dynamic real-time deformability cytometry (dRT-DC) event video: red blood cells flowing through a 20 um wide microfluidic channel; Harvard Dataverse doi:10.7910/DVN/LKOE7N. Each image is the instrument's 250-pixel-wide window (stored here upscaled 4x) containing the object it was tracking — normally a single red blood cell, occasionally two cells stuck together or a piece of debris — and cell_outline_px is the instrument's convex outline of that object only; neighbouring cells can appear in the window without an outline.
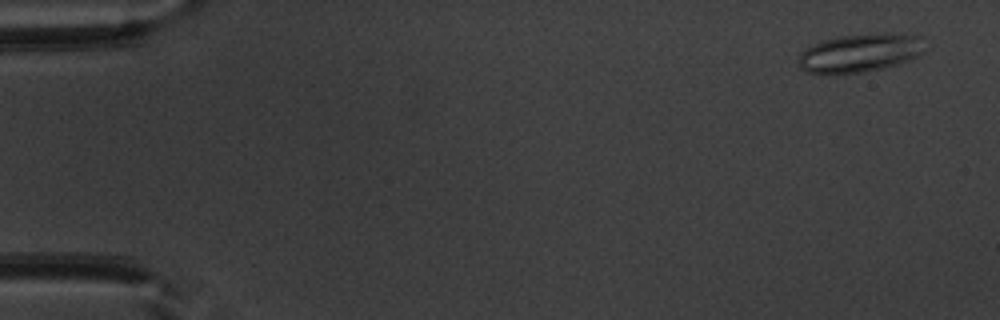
{"species": "common noctule bat (a hibernating species)", "species_latin": "Nyctalus noctula", "temperature_condition": "warm", "stored_images_in_passage": 52, "camera_frame_rate_fps": 3000, "um_per_image_px": 0.085, "animal": {"sex": "male", "body_mass_g": 20.1, "forearm_length_mm": 53.5}, "frame": {"image": 1, "passage_image": 3, "time_ms": 0.667, "image_size_px": [1000, 320], "cell_outline_px": [[928, 48], [924, 52], [908, 60], [884, 68], [864, 72], [808, 72], [800, 68], [800, 52], [812, 44], [836, 36], [924, 36]], "centroid_in_image_um": [73.13, 4.52], "position_along_channel_um": 11.9, "area_um2": 27.11}}
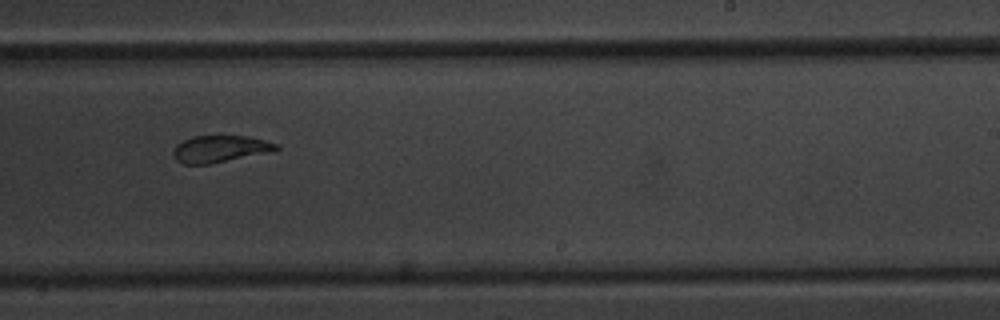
{"frame": {"image": 2, "passage_image": 33, "time_ms": 10.667, "image_size_px": [1000, 320], "cell_outline_px": [[280, 148], [276, 152], [208, 164], [184, 164], [176, 160], [172, 156], [172, 152], [176, 144], [192, 136], [248, 136], [264, 140], [276, 144]], "centroid_in_image_um": [18.72, 12.66], "position_along_channel_um": 270.3, "area_um2": 16.36}}
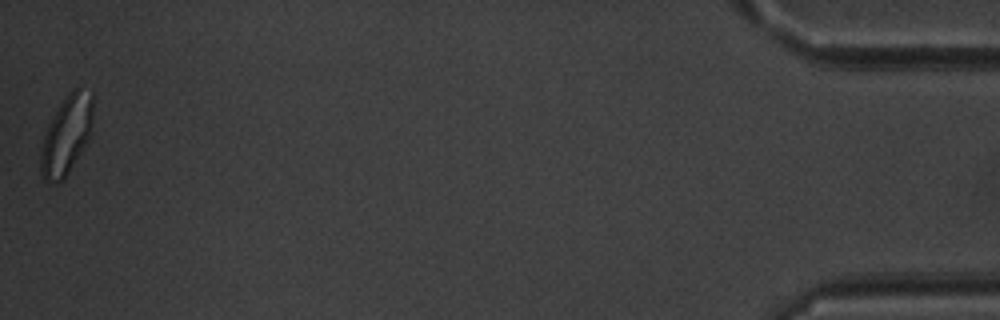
{"frame": {"image": 3, "passage_image": 52, "time_ms": 17.0, "image_size_px": [1000, 320], "cell_outline_px": [[92, 132], [88, 140], [64, 180], [44, 180], [40, 172], [40, 156], [44, 136], [52, 116], [68, 92], [72, 88], [76, 88], [92, 92]], "centroid_in_image_um": [5.66, 11.45], "position_along_channel_um": 429.5, "area_um2": 23.7}, "authors_computed_cell_mechanics": {"area_um2": 18.7272, "velocity_mm_per_s": 3.9293, "shape_relaxation_time_tau1_ms": null, "shape_relaxation_time_tau2_ms": 2.0053, "deformation_change_tau1": null, "deformation_change_tau2": 0.073}}